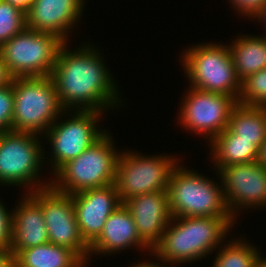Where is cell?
<instances>
[{"label":"cell","mask_w":266,"mask_h":267,"mask_svg":"<svg viewBox=\"0 0 266 267\" xmlns=\"http://www.w3.org/2000/svg\"><path fill=\"white\" fill-rule=\"evenodd\" d=\"M67 44L60 47L50 75L62 108L70 113L77 109L103 112L120 106L117 84L98 50L89 43L70 51Z\"/></svg>","instance_id":"1"},{"label":"cell","mask_w":266,"mask_h":267,"mask_svg":"<svg viewBox=\"0 0 266 267\" xmlns=\"http://www.w3.org/2000/svg\"><path fill=\"white\" fill-rule=\"evenodd\" d=\"M234 221L233 217H172L151 254L171 265L205 258L223 244Z\"/></svg>","instance_id":"2"},{"label":"cell","mask_w":266,"mask_h":267,"mask_svg":"<svg viewBox=\"0 0 266 267\" xmlns=\"http://www.w3.org/2000/svg\"><path fill=\"white\" fill-rule=\"evenodd\" d=\"M13 92V132L42 136L62 113V117L69 114V110H64L60 105L50 76L15 78Z\"/></svg>","instance_id":"3"},{"label":"cell","mask_w":266,"mask_h":267,"mask_svg":"<svg viewBox=\"0 0 266 267\" xmlns=\"http://www.w3.org/2000/svg\"><path fill=\"white\" fill-rule=\"evenodd\" d=\"M184 167L178 163L167 187L171 216L233 217L226 206L222 185Z\"/></svg>","instance_id":"4"},{"label":"cell","mask_w":266,"mask_h":267,"mask_svg":"<svg viewBox=\"0 0 266 267\" xmlns=\"http://www.w3.org/2000/svg\"><path fill=\"white\" fill-rule=\"evenodd\" d=\"M109 132L68 161L54 175L51 185L58 191L73 195L87 189L115 183L118 156ZM115 147V149H114Z\"/></svg>","instance_id":"5"},{"label":"cell","mask_w":266,"mask_h":267,"mask_svg":"<svg viewBox=\"0 0 266 267\" xmlns=\"http://www.w3.org/2000/svg\"><path fill=\"white\" fill-rule=\"evenodd\" d=\"M181 59L190 86L239 98L241 80L237 77L232 56L226 44L200 43V45L188 47Z\"/></svg>","instance_id":"6"},{"label":"cell","mask_w":266,"mask_h":267,"mask_svg":"<svg viewBox=\"0 0 266 267\" xmlns=\"http://www.w3.org/2000/svg\"><path fill=\"white\" fill-rule=\"evenodd\" d=\"M64 43L58 36L25 28L0 47L12 78L50 76Z\"/></svg>","instance_id":"7"},{"label":"cell","mask_w":266,"mask_h":267,"mask_svg":"<svg viewBox=\"0 0 266 267\" xmlns=\"http://www.w3.org/2000/svg\"><path fill=\"white\" fill-rule=\"evenodd\" d=\"M39 137L33 133L13 131L0 134L1 185L12 187L28 185V192L51 185L48 180L40 182L41 177L38 173L42 170L45 150L41 148L43 146L40 144Z\"/></svg>","instance_id":"8"},{"label":"cell","mask_w":266,"mask_h":267,"mask_svg":"<svg viewBox=\"0 0 266 267\" xmlns=\"http://www.w3.org/2000/svg\"><path fill=\"white\" fill-rule=\"evenodd\" d=\"M175 157L161 154L146 157L134 151L120 152L115 185L121 203L144 193L167 191L173 169L179 163Z\"/></svg>","instance_id":"9"},{"label":"cell","mask_w":266,"mask_h":267,"mask_svg":"<svg viewBox=\"0 0 266 267\" xmlns=\"http://www.w3.org/2000/svg\"><path fill=\"white\" fill-rule=\"evenodd\" d=\"M72 111L74 114H70V118L61 122L58 117L57 122L55 121L44 133V137H47V141L51 145L52 157L50 160L52 163H49L53 165L52 168L55 171H52L53 175L68 161L81 155L107 132V130H100V126L97 127L103 112Z\"/></svg>","instance_id":"10"},{"label":"cell","mask_w":266,"mask_h":267,"mask_svg":"<svg viewBox=\"0 0 266 267\" xmlns=\"http://www.w3.org/2000/svg\"><path fill=\"white\" fill-rule=\"evenodd\" d=\"M180 106L179 123L210 141L228 128L231 113L238 99L190 86ZM208 137V138H207Z\"/></svg>","instance_id":"11"},{"label":"cell","mask_w":266,"mask_h":267,"mask_svg":"<svg viewBox=\"0 0 266 267\" xmlns=\"http://www.w3.org/2000/svg\"><path fill=\"white\" fill-rule=\"evenodd\" d=\"M41 205L49 243L65 246L80 257L89 256V245L82 238L75 218L72 195L52 185L29 192Z\"/></svg>","instance_id":"12"},{"label":"cell","mask_w":266,"mask_h":267,"mask_svg":"<svg viewBox=\"0 0 266 267\" xmlns=\"http://www.w3.org/2000/svg\"><path fill=\"white\" fill-rule=\"evenodd\" d=\"M217 174L226 206L234 219L241 208L266 207V168L258 161L222 166Z\"/></svg>","instance_id":"13"},{"label":"cell","mask_w":266,"mask_h":267,"mask_svg":"<svg viewBox=\"0 0 266 267\" xmlns=\"http://www.w3.org/2000/svg\"><path fill=\"white\" fill-rule=\"evenodd\" d=\"M75 218L82 238L90 245L121 200L115 183L87 189L72 195Z\"/></svg>","instance_id":"14"},{"label":"cell","mask_w":266,"mask_h":267,"mask_svg":"<svg viewBox=\"0 0 266 267\" xmlns=\"http://www.w3.org/2000/svg\"><path fill=\"white\" fill-rule=\"evenodd\" d=\"M84 5V0H33L25 13L26 28L52 33L67 42L68 32L80 21Z\"/></svg>","instance_id":"15"},{"label":"cell","mask_w":266,"mask_h":267,"mask_svg":"<svg viewBox=\"0 0 266 267\" xmlns=\"http://www.w3.org/2000/svg\"><path fill=\"white\" fill-rule=\"evenodd\" d=\"M123 204L130 211L140 237L153 248L172 219L167 191L144 193Z\"/></svg>","instance_id":"16"},{"label":"cell","mask_w":266,"mask_h":267,"mask_svg":"<svg viewBox=\"0 0 266 267\" xmlns=\"http://www.w3.org/2000/svg\"><path fill=\"white\" fill-rule=\"evenodd\" d=\"M138 250L152 248L140 237L128 208L122 203L107 218L100 235L89 245V256L94 254H114L125 249Z\"/></svg>","instance_id":"17"},{"label":"cell","mask_w":266,"mask_h":267,"mask_svg":"<svg viewBox=\"0 0 266 267\" xmlns=\"http://www.w3.org/2000/svg\"><path fill=\"white\" fill-rule=\"evenodd\" d=\"M12 212V250H23L48 243L41 205L27 192Z\"/></svg>","instance_id":"18"},{"label":"cell","mask_w":266,"mask_h":267,"mask_svg":"<svg viewBox=\"0 0 266 267\" xmlns=\"http://www.w3.org/2000/svg\"><path fill=\"white\" fill-rule=\"evenodd\" d=\"M215 169L233 164H245L257 161L259 148L253 140L237 138L228 128L208 143Z\"/></svg>","instance_id":"19"},{"label":"cell","mask_w":266,"mask_h":267,"mask_svg":"<svg viewBox=\"0 0 266 267\" xmlns=\"http://www.w3.org/2000/svg\"><path fill=\"white\" fill-rule=\"evenodd\" d=\"M240 36L228 47L237 77L243 81L249 75L266 68V37Z\"/></svg>","instance_id":"20"},{"label":"cell","mask_w":266,"mask_h":267,"mask_svg":"<svg viewBox=\"0 0 266 267\" xmlns=\"http://www.w3.org/2000/svg\"><path fill=\"white\" fill-rule=\"evenodd\" d=\"M12 251L15 267H72L80 258L75 251L49 242Z\"/></svg>","instance_id":"21"},{"label":"cell","mask_w":266,"mask_h":267,"mask_svg":"<svg viewBox=\"0 0 266 267\" xmlns=\"http://www.w3.org/2000/svg\"><path fill=\"white\" fill-rule=\"evenodd\" d=\"M228 129L239 139L253 140L259 148L266 140V107L238 103L231 113Z\"/></svg>","instance_id":"22"},{"label":"cell","mask_w":266,"mask_h":267,"mask_svg":"<svg viewBox=\"0 0 266 267\" xmlns=\"http://www.w3.org/2000/svg\"><path fill=\"white\" fill-rule=\"evenodd\" d=\"M224 247L219 245L213 267H259V254L256 246L246 243L241 238L232 239ZM222 249V250H221Z\"/></svg>","instance_id":"23"},{"label":"cell","mask_w":266,"mask_h":267,"mask_svg":"<svg viewBox=\"0 0 266 267\" xmlns=\"http://www.w3.org/2000/svg\"><path fill=\"white\" fill-rule=\"evenodd\" d=\"M25 28V13L10 3L0 0V47Z\"/></svg>","instance_id":"24"},{"label":"cell","mask_w":266,"mask_h":267,"mask_svg":"<svg viewBox=\"0 0 266 267\" xmlns=\"http://www.w3.org/2000/svg\"><path fill=\"white\" fill-rule=\"evenodd\" d=\"M238 103L266 107V68L241 81Z\"/></svg>","instance_id":"25"},{"label":"cell","mask_w":266,"mask_h":267,"mask_svg":"<svg viewBox=\"0 0 266 267\" xmlns=\"http://www.w3.org/2000/svg\"><path fill=\"white\" fill-rule=\"evenodd\" d=\"M14 111L13 80L11 84L0 87V134L12 131Z\"/></svg>","instance_id":"26"},{"label":"cell","mask_w":266,"mask_h":267,"mask_svg":"<svg viewBox=\"0 0 266 267\" xmlns=\"http://www.w3.org/2000/svg\"><path fill=\"white\" fill-rule=\"evenodd\" d=\"M233 4L234 10L237 9V13L248 16L247 18L257 19L262 13L266 0H229Z\"/></svg>","instance_id":"27"},{"label":"cell","mask_w":266,"mask_h":267,"mask_svg":"<svg viewBox=\"0 0 266 267\" xmlns=\"http://www.w3.org/2000/svg\"><path fill=\"white\" fill-rule=\"evenodd\" d=\"M0 201V246H10L12 237V212Z\"/></svg>","instance_id":"28"},{"label":"cell","mask_w":266,"mask_h":267,"mask_svg":"<svg viewBox=\"0 0 266 267\" xmlns=\"http://www.w3.org/2000/svg\"><path fill=\"white\" fill-rule=\"evenodd\" d=\"M0 267H15L14 253L10 246H0Z\"/></svg>","instance_id":"29"},{"label":"cell","mask_w":266,"mask_h":267,"mask_svg":"<svg viewBox=\"0 0 266 267\" xmlns=\"http://www.w3.org/2000/svg\"><path fill=\"white\" fill-rule=\"evenodd\" d=\"M12 75L9 73L7 66L3 60V57L0 53V87L6 86L12 83Z\"/></svg>","instance_id":"30"},{"label":"cell","mask_w":266,"mask_h":267,"mask_svg":"<svg viewBox=\"0 0 266 267\" xmlns=\"http://www.w3.org/2000/svg\"><path fill=\"white\" fill-rule=\"evenodd\" d=\"M4 1L19 8L24 13L28 11L30 5L33 3V0H4Z\"/></svg>","instance_id":"31"},{"label":"cell","mask_w":266,"mask_h":267,"mask_svg":"<svg viewBox=\"0 0 266 267\" xmlns=\"http://www.w3.org/2000/svg\"><path fill=\"white\" fill-rule=\"evenodd\" d=\"M257 161L262 167L266 168V140L259 147Z\"/></svg>","instance_id":"32"},{"label":"cell","mask_w":266,"mask_h":267,"mask_svg":"<svg viewBox=\"0 0 266 267\" xmlns=\"http://www.w3.org/2000/svg\"><path fill=\"white\" fill-rule=\"evenodd\" d=\"M163 264H160V263H151V262H141V263H137V264H134V266H132V267H165V265H167V262H166V264H165V261H161ZM160 264V265H159Z\"/></svg>","instance_id":"33"},{"label":"cell","mask_w":266,"mask_h":267,"mask_svg":"<svg viewBox=\"0 0 266 267\" xmlns=\"http://www.w3.org/2000/svg\"><path fill=\"white\" fill-rule=\"evenodd\" d=\"M90 256H86V257H80L78 259V261L72 266V267H87L88 266V259H91L89 258ZM87 264V266H86Z\"/></svg>","instance_id":"34"},{"label":"cell","mask_w":266,"mask_h":267,"mask_svg":"<svg viewBox=\"0 0 266 267\" xmlns=\"http://www.w3.org/2000/svg\"><path fill=\"white\" fill-rule=\"evenodd\" d=\"M257 20L258 21L260 20V21H263L264 23H266V4H265V7H264L262 13L258 16ZM264 25L266 27V24H264ZM265 37H266V35H265Z\"/></svg>","instance_id":"35"},{"label":"cell","mask_w":266,"mask_h":267,"mask_svg":"<svg viewBox=\"0 0 266 267\" xmlns=\"http://www.w3.org/2000/svg\"><path fill=\"white\" fill-rule=\"evenodd\" d=\"M259 267H266V258H262L259 254Z\"/></svg>","instance_id":"36"}]
</instances>
